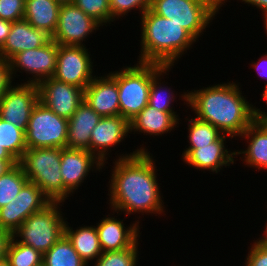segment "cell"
Returning <instances> with one entry per match:
<instances>
[{"instance_id":"obj_1","label":"cell","mask_w":267,"mask_h":266,"mask_svg":"<svg viewBox=\"0 0 267 266\" xmlns=\"http://www.w3.org/2000/svg\"><path fill=\"white\" fill-rule=\"evenodd\" d=\"M126 154L119 155L113 162L107 194L110 208L117 214L123 211L125 217L136 212L163 214L165 207L158 186L156 159L143 145Z\"/></svg>"},{"instance_id":"obj_2","label":"cell","mask_w":267,"mask_h":266,"mask_svg":"<svg viewBox=\"0 0 267 266\" xmlns=\"http://www.w3.org/2000/svg\"><path fill=\"white\" fill-rule=\"evenodd\" d=\"M239 84L227 82L184 92L179 96L195 117L216 127L222 134L240 137L255 120L254 107L241 93ZM186 102V103H185Z\"/></svg>"},{"instance_id":"obj_3","label":"cell","mask_w":267,"mask_h":266,"mask_svg":"<svg viewBox=\"0 0 267 266\" xmlns=\"http://www.w3.org/2000/svg\"><path fill=\"white\" fill-rule=\"evenodd\" d=\"M140 20L142 30L139 62L172 67L196 42L181 25L155 14L151 9L142 14Z\"/></svg>"},{"instance_id":"obj_4","label":"cell","mask_w":267,"mask_h":266,"mask_svg":"<svg viewBox=\"0 0 267 266\" xmlns=\"http://www.w3.org/2000/svg\"><path fill=\"white\" fill-rule=\"evenodd\" d=\"M109 74L117 81L120 115L129 122L148 105L151 80L165 67L139 62Z\"/></svg>"},{"instance_id":"obj_5","label":"cell","mask_w":267,"mask_h":266,"mask_svg":"<svg viewBox=\"0 0 267 266\" xmlns=\"http://www.w3.org/2000/svg\"><path fill=\"white\" fill-rule=\"evenodd\" d=\"M61 155L62 148H27L18 162L28 181L36 184L51 202H63Z\"/></svg>"},{"instance_id":"obj_6","label":"cell","mask_w":267,"mask_h":266,"mask_svg":"<svg viewBox=\"0 0 267 266\" xmlns=\"http://www.w3.org/2000/svg\"><path fill=\"white\" fill-rule=\"evenodd\" d=\"M62 204L51 202L44 209L32 213L12 236L19 243L44 254L64 235L66 219L59 209Z\"/></svg>"},{"instance_id":"obj_7","label":"cell","mask_w":267,"mask_h":266,"mask_svg":"<svg viewBox=\"0 0 267 266\" xmlns=\"http://www.w3.org/2000/svg\"><path fill=\"white\" fill-rule=\"evenodd\" d=\"M67 129L68 119L38 101L25 131L27 148H66Z\"/></svg>"},{"instance_id":"obj_8","label":"cell","mask_w":267,"mask_h":266,"mask_svg":"<svg viewBox=\"0 0 267 266\" xmlns=\"http://www.w3.org/2000/svg\"><path fill=\"white\" fill-rule=\"evenodd\" d=\"M150 9L181 25L197 41L216 16L208 6L195 0H152Z\"/></svg>"},{"instance_id":"obj_9","label":"cell","mask_w":267,"mask_h":266,"mask_svg":"<svg viewBox=\"0 0 267 266\" xmlns=\"http://www.w3.org/2000/svg\"><path fill=\"white\" fill-rule=\"evenodd\" d=\"M90 55L86 46L58 45L57 65L53 78L85 89L95 77Z\"/></svg>"},{"instance_id":"obj_10","label":"cell","mask_w":267,"mask_h":266,"mask_svg":"<svg viewBox=\"0 0 267 266\" xmlns=\"http://www.w3.org/2000/svg\"><path fill=\"white\" fill-rule=\"evenodd\" d=\"M50 203L42 190L28 181L10 203L0 208V228L13 234L32 213Z\"/></svg>"},{"instance_id":"obj_11","label":"cell","mask_w":267,"mask_h":266,"mask_svg":"<svg viewBox=\"0 0 267 266\" xmlns=\"http://www.w3.org/2000/svg\"><path fill=\"white\" fill-rule=\"evenodd\" d=\"M57 54L58 44L52 39L39 48L17 53L9 60L11 74L15 76L16 72L22 73L24 71L26 72L25 74L33 75L32 78L28 77V81L24 83L38 85L42 80L54 76L57 65Z\"/></svg>"},{"instance_id":"obj_12","label":"cell","mask_w":267,"mask_h":266,"mask_svg":"<svg viewBox=\"0 0 267 266\" xmlns=\"http://www.w3.org/2000/svg\"><path fill=\"white\" fill-rule=\"evenodd\" d=\"M102 26L74 3L61 4L52 40L58 45L85 46L87 37Z\"/></svg>"},{"instance_id":"obj_13","label":"cell","mask_w":267,"mask_h":266,"mask_svg":"<svg viewBox=\"0 0 267 266\" xmlns=\"http://www.w3.org/2000/svg\"><path fill=\"white\" fill-rule=\"evenodd\" d=\"M38 101L37 84L12 85L0 100V118L26 131L32 110Z\"/></svg>"},{"instance_id":"obj_14","label":"cell","mask_w":267,"mask_h":266,"mask_svg":"<svg viewBox=\"0 0 267 266\" xmlns=\"http://www.w3.org/2000/svg\"><path fill=\"white\" fill-rule=\"evenodd\" d=\"M105 167L94 154L88 150L62 148L60 171L63 179V202L84 182L92 170ZM94 168V169H93Z\"/></svg>"},{"instance_id":"obj_15","label":"cell","mask_w":267,"mask_h":266,"mask_svg":"<svg viewBox=\"0 0 267 266\" xmlns=\"http://www.w3.org/2000/svg\"><path fill=\"white\" fill-rule=\"evenodd\" d=\"M39 101L55 114L65 119L70 117L84 101V89L50 77L38 84Z\"/></svg>"},{"instance_id":"obj_16","label":"cell","mask_w":267,"mask_h":266,"mask_svg":"<svg viewBox=\"0 0 267 266\" xmlns=\"http://www.w3.org/2000/svg\"><path fill=\"white\" fill-rule=\"evenodd\" d=\"M231 138L229 135L222 134L216 141L208 146H198L197 149H184L182 159L184 163L195 169L211 170L217 173L222 170L223 166L234 164L236 152H231L226 148V139Z\"/></svg>"},{"instance_id":"obj_17","label":"cell","mask_w":267,"mask_h":266,"mask_svg":"<svg viewBox=\"0 0 267 266\" xmlns=\"http://www.w3.org/2000/svg\"><path fill=\"white\" fill-rule=\"evenodd\" d=\"M130 133V122L122 117H102L91 132L90 152L102 163L107 161V153L120 144Z\"/></svg>"},{"instance_id":"obj_18","label":"cell","mask_w":267,"mask_h":266,"mask_svg":"<svg viewBox=\"0 0 267 266\" xmlns=\"http://www.w3.org/2000/svg\"><path fill=\"white\" fill-rule=\"evenodd\" d=\"M84 101L101 117L120 115L117 81L109 73L95 75L84 89Z\"/></svg>"},{"instance_id":"obj_19","label":"cell","mask_w":267,"mask_h":266,"mask_svg":"<svg viewBox=\"0 0 267 266\" xmlns=\"http://www.w3.org/2000/svg\"><path fill=\"white\" fill-rule=\"evenodd\" d=\"M137 221L125 227L123 220H117L115 216L102 218L96 224L102 252L121 251L132 247L139 240L138 237L141 234L139 233V220Z\"/></svg>"},{"instance_id":"obj_20","label":"cell","mask_w":267,"mask_h":266,"mask_svg":"<svg viewBox=\"0 0 267 266\" xmlns=\"http://www.w3.org/2000/svg\"><path fill=\"white\" fill-rule=\"evenodd\" d=\"M51 39L46 31L34 28L24 19L12 22L7 40L0 49V57L9 61L17 53L39 48Z\"/></svg>"},{"instance_id":"obj_21","label":"cell","mask_w":267,"mask_h":266,"mask_svg":"<svg viewBox=\"0 0 267 266\" xmlns=\"http://www.w3.org/2000/svg\"><path fill=\"white\" fill-rule=\"evenodd\" d=\"M101 118L86 101H83L68 120L66 148L90 152L91 132Z\"/></svg>"},{"instance_id":"obj_22","label":"cell","mask_w":267,"mask_h":266,"mask_svg":"<svg viewBox=\"0 0 267 266\" xmlns=\"http://www.w3.org/2000/svg\"><path fill=\"white\" fill-rule=\"evenodd\" d=\"M176 113L163 112L147 105L130 121V132H141L153 137L170 133L179 125L180 117Z\"/></svg>"},{"instance_id":"obj_23","label":"cell","mask_w":267,"mask_h":266,"mask_svg":"<svg viewBox=\"0 0 267 266\" xmlns=\"http://www.w3.org/2000/svg\"><path fill=\"white\" fill-rule=\"evenodd\" d=\"M247 140L245 150L235 151L240 154L245 165L256 169L267 170V123L254 120L240 136Z\"/></svg>"},{"instance_id":"obj_24","label":"cell","mask_w":267,"mask_h":266,"mask_svg":"<svg viewBox=\"0 0 267 266\" xmlns=\"http://www.w3.org/2000/svg\"><path fill=\"white\" fill-rule=\"evenodd\" d=\"M60 8L61 4L55 0H25L23 19L52 36L57 27Z\"/></svg>"},{"instance_id":"obj_25","label":"cell","mask_w":267,"mask_h":266,"mask_svg":"<svg viewBox=\"0 0 267 266\" xmlns=\"http://www.w3.org/2000/svg\"><path fill=\"white\" fill-rule=\"evenodd\" d=\"M64 235L87 265L89 261L95 262L102 254L96 226H83L73 230L66 221Z\"/></svg>"},{"instance_id":"obj_26","label":"cell","mask_w":267,"mask_h":266,"mask_svg":"<svg viewBox=\"0 0 267 266\" xmlns=\"http://www.w3.org/2000/svg\"><path fill=\"white\" fill-rule=\"evenodd\" d=\"M42 264L44 266H89L81 259L65 235L43 254Z\"/></svg>"},{"instance_id":"obj_27","label":"cell","mask_w":267,"mask_h":266,"mask_svg":"<svg viewBox=\"0 0 267 266\" xmlns=\"http://www.w3.org/2000/svg\"><path fill=\"white\" fill-rule=\"evenodd\" d=\"M0 147L19 162L27 149L25 131L0 118Z\"/></svg>"},{"instance_id":"obj_28","label":"cell","mask_w":267,"mask_h":266,"mask_svg":"<svg viewBox=\"0 0 267 266\" xmlns=\"http://www.w3.org/2000/svg\"><path fill=\"white\" fill-rule=\"evenodd\" d=\"M172 67H164L152 80L149 91L148 105L163 112H175L172 102L175 101L176 95L172 88H168L161 83V78L165 76ZM163 86V87H162ZM168 89V90H167Z\"/></svg>"},{"instance_id":"obj_29","label":"cell","mask_w":267,"mask_h":266,"mask_svg":"<svg viewBox=\"0 0 267 266\" xmlns=\"http://www.w3.org/2000/svg\"><path fill=\"white\" fill-rule=\"evenodd\" d=\"M28 182L19 163L0 176V208L10 203Z\"/></svg>"},{"instance_id":"obj_30","label":"cell","mask_w":267,"mask_h":266,"mask_svg":"<svg viewBox=\"0 0 267 266\" xmlns=\"http://www.w3.org/2000/svg\"><path fill=\"white\" fill-rule=\"evenodd\" d=\"M188 139L189 144L186 149H197L198 146H208L216 141L222 133L208 122H204L194 117L188 119Z\"/></svg>"},{"instance_id":"obj_31","label":"cell","mask_w":267,"mask_h":266,"mask_svg":"<svg viewBox=\"0 0 267 266\" xmlns=\"http://www.w3.org/2000/svg\"><path fill=\"white\" fill-rule=\"evenodd\" d=\"M6 260L10 266H39L42 264L43 254L31 246L19 243L12 236L7 248Z\"/></svg>"},{"instance_id":"obj_32","label":"cell","mask_w":267,"mask_h":266,"mask_svg":"<svg viewBox=\"0 0 267 266\" xmlns=\"http://www.w3.org/2000/svg\"><path fill=\"white\" fill-rule=\"evenodd\" d=\"M138 241L130 248L121 251L102 252L94 266H137Z\"/></svg>"},{"instance_id":"obj_33","label":"cell","mask_w":267,"mask_h":266,"mask_svg":"<svg viewBox=\"0 0 267 266\" xmlns=\"http://www.w3.org/2000/svg\"><path fill=\"white\" fill-rule=\"evenodd\" d=\"M73 3L102 27L107 26V22L109 24L113 22L109 0H74Z\"/></svg>"},{"instance_id":"obj_34","label":"cell","mask_w":267,"mask_h":266,"mask_svg":"<svg viewBox=\"0 0 267 266\" xmlns=\"http://www.w3.org/2000/svg\"><path fill=\"white\" fill-rule=\"evenodd\" d=\"M151 4L152 0H109L113 22L115 19L124 17L135 8L139 9L142 15L151 8Z\"/></svg>"},{"instance_id":"obj_35","label":"cell","mask_w":267,"mask_h":266,"mask_svg":"<svg viewBox=\"0 0 267 266\" xmlns=\"http://www.w3.org/2000/svg\"><path fill=\"white\" fill-rule=\"evenodd\" d=\"M25 0H0V18L10 22L23 20Z\"/></svg>"},{"instance_id":"obj_36","label":"cell","mask_w":267,"mask_h":266,"mask_svg":"<svg viewBox=\"0 0 267 266\" xmlns=\"http://www.w3.org/2000/svg\"><path fill=\"white\" fill-rule=\"evenodd\" d=\"M250 247L245 266H267V244L257 239Z\"/></svg>"},{"instance_id":"obj_37","label":"cell","mask_w":267,"mask_h":266,"mask_svg":"<svg viewBox=\"0 0 267 266\" xmlns=\"http://www.w3.org/2000/svg\"><path fill=\"white\" fill-rule=\"evenodd\" d=\"M10 62L0 57V100L6 91L13 85Z\"/></svg>"},{"instance_id":"obj_38","label":"cell","mask_w":267,"mask_h":266,"mask_svg":"<svg viewBox=\"0 0 267 266\" xmlns=\"http://www.w3.org/2000/svg\"><path fill=\"white\" fill-rule=\"evenodd\" d=\"M12 234L0 228V262L6 259L7 248Z\"/></svg>"},{"instance_id":"obj_39","label":"cell","mask_w":267,"mask_h":266,"mask_svg":"<svg viewBox=\"0 0 267 266\" xmlns=\"http://www.w3.org/2000/svg\"><path fill=\"white\" fill-rule=\"evenodd\" d=\"M254 63V64H253ZM252 67L254 66L253 69H256L258 71V74L264 78L262 79H267V54L261 56L260 59H258L257 62H252ZM267 81V80H266ZM267 86V82H266Z\"/></svg>"},{"instance_id":"obj_40","label":"cell","mask_w":267,"mask_h":266,"mask_svg":"<svg viewBox=\"0 0 267 266\" xmlns=\"http://www.w3.org/2000/svg\"><path fill=\"white\" fill-rule=\"evenodd\" d=\"M12 22L0 18V49L7 40L10 33Z\"/></svg>"},{"instance_id":"obj_41","label":"cell","mask_w":267,"mask_h":266,"mask_svg":"<svg viewBox=\"0 0 267 266\" xmlns=\"http://www.w3.org/2000/svg\"><path fill=\"white\" fill-rule=\"evenodd\" d=\"M263 100H266L267 105V86L264 87L263 94H261ZM254 117L256 121L267 123V112L261 111L260 109L254 106Z\"/></svg>"},{"instance_id":"obj_42","label":"cell","mask_w":267,"mask_h":266,"mask_svg":"<svg viewBox=\"0 0 267 266\" xmlns=\"http://www.w3.org/2000/svg\"><path fill=\"white\" fill-rule=\"evenodd\" d=\"M242 2L247 3L253 7L259 8L262 11V14H267V0H240Z\"/></svg>"},{"instance_id":"obj_43","label":"cell","mask_w":267,"mask_h":266,"mask_svg":"<svg viewBox=\"0 0 267 266\" xmlns=\"http://www.w3.org/2000/svg\"><path fill=\"white\" fill-rule=\"evenodd\" d=\"M195 1L208 6L215 14H217L219 9L223 6L219 0H195Z\"/></svg>"},{"instance_id":"obj_44","label":"cell","mask_w":267,"mask_h":266,"mask_svg":"<svg viewBox=\"0 0 267 266\" xmlns=\"http://www.w3.org/2000/svg\"><path fill=\"white\" fill-rule=\"evenodd\" d=\"M17 163V160H0V176L9 171Z\"/></svg>"},{"instance_id":"obj_45","label":"cell","mask_w":267,"mask_h":266,"mask_svg":"<svg viewBox=\"0 0 267 266\" xmlns=\"http://www.w3.org/2000/svg\"><path fill=\"white\" fill-rule=\"evenodd\" d=\"M0 160H16L5 148L0 147Z\"/></svg>"},{"instance_id":"obj_46","label":"cell","mask_w":267,"mask_h":266,"mask_svg":"<svg viewBox=\"0 0 267 266\" xmlns=\"http://www.w3.org/2000/svg\"><path fill=\"white\" fill-rule=\"evenodd\" d=\"M265 224H266V226H265L266 229H265V231H263V233L265 235H263V237L261 236V238H258V240L263 242L264 244H267V223H265Z\"/></svg>"},{"instance_id":"obj_47","label":"cell","mask_w":267,"mask_h":266,"mask_svg":"<svg viewBox=\"0 0 267 266\" xmlns=\"http://www.w3.org/2000/svg\"><path fill=\"white\" fill-rule=\"evenodd\" d=\"M59 2L60 4H67V3H73L74 0H55Z\"/></svg>"},{"instance_id":"obj_48","label":"cell","mask_w":267,"mask_h":266,"mask_svg":"<svg viewBox=\"0 0 267 266\" xmlns=\"http://www.w3.org/2000/svg\"><path fill=\"white\" fill-rule=\"evenodd\" d=\"M262 16H264L263 17V19H264V28H265V31H266V34H267V14H264V15H262Z\"/></svg>"},{"instance_id":"obj_49","label":"cell","mask_w":267,"mask_h":266,"mask_svg":"<svg viewBox=\"0 0 267 266\" xmlns=\"http://www.w3.org/2000/svg\"><path fill=\"white\" fill-rule=\"evenodd\" d=\"M0 266H10V265H9V262L5 259L0 262Z\"/></svg>"},{"instance_id":"obj_50","label":"cell","mask_w":267,"mask_h":266,"mask_svg":"<svg viewBox=\"0 0 267 266\" xmlns=\"http://www.w3.org/2000/svg\"><path fill=\"white\" fill-rule=\"evenodd\" d=\"M223 5L227 2V0H219ZM226 1V2H225Z\"/></svg>"}]
</instances>
